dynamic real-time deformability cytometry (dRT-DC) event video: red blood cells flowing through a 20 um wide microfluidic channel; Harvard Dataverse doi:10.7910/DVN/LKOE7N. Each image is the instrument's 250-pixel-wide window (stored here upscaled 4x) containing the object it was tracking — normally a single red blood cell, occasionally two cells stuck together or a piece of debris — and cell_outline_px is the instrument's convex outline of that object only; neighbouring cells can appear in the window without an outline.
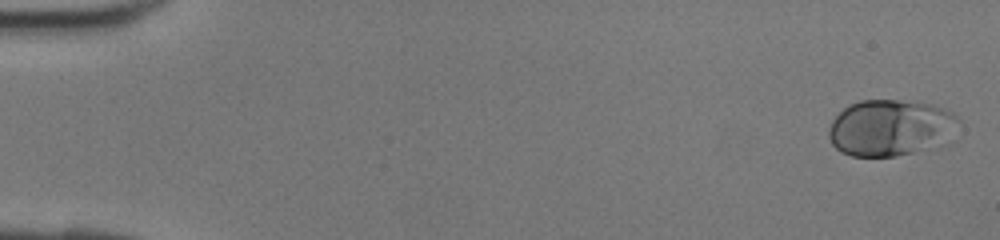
{"species": "human", "species_latin": "Homo sapiens", "temperature_condition": "room temperature", "stored_images_in_passage": 42, "camera_frame_rate_fps": 3000, "um_per_image_px": 0.085, "donor": {"sex": "female"}, "frame": {"image": 1, "passage_image": 1, "time_ms": 0.0, "image_size_px": [1000, 240], "cell_outline_px": [[960, 120], [912, 152], [896, 156], [852, 156], [840, 152], [832, 144], [828, 136], [828, 128], [832, 120], [848, 104], [860, 100], [896, 100], [928, 104], [944, 108], [952, 112]], "centroid_in_image_um": [75.41, 10.81], "position_along_channel_um": 9.6, "area_um2": 40.23}}
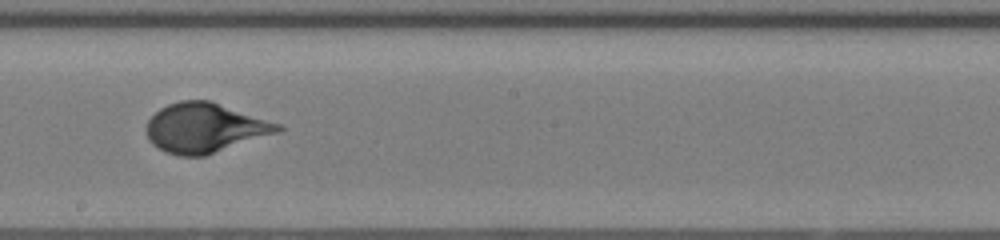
{"frame": {"image": 2, "passage_image": 24, "time_ms": 7.667, "image_size_px": [1000, 240], "cell_outline_px": [[284, 128], [280, 132], [204, 156], [176, 156], [164, 152], [152, 144], [148, 140], [144, 128], [148, 120], [160, 108], [168, 104], [180, 100], [208, 100], [280, 124]], "centroid_in_image_um": [17.36, 10.88], "position_along_channel_um": 230.8, "area_um2": 37.97}}
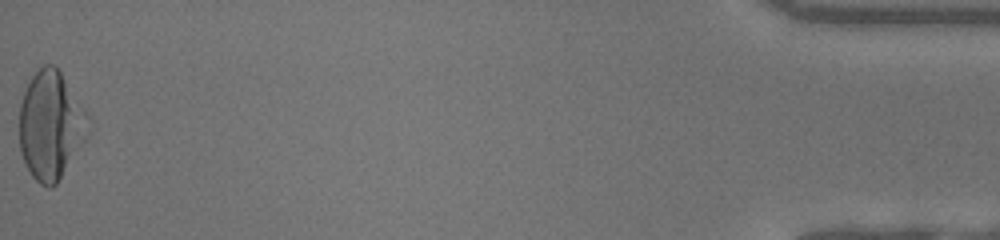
{"frame": {"image": 3, "passage_image": 42, "time_ms": 13.667, "image_size_px": [1000, 240], "cell_outline_px": [[72, 112], [68, 152], [60, 176], [56, 184], [52, 188], [48, 188], [40, 184], [32, 176], [20, 152], [20, 104], [24, 92], [32, 76], [44, 64], [56, 64], [60, 72], [72, 108]], "centroid_in_image_um": [3.87, 10.65], "position_along_channel_um": 431.3, "area_um2": 35.6}}